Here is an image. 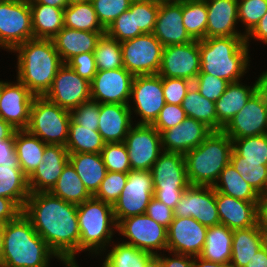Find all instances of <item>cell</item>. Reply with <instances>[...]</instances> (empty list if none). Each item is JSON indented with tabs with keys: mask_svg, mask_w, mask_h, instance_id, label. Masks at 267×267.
Instances as JSON below:
<instances>
[{
	"mask_svg": "<svg viewBox=\"0 0 267 267\" xmlns=\"http://www.w3.org/2000/svg\"><path fill=\"white\" fill-rule=\"evenodd\" d=\"M143 267H164L163 261L160 258V254L151 255L146 261Z\"/></svg>",
	"mask_w": 267,
	"mask_h": 267,
	"instance_id": "67",
	"label": "cell"
},
{
	"mask_svg": "<svg viewBox=\"0 0 267 267\" xmlns=\"http://www.w3.org/2000/svg\"><path fill=\"white\" fill-rule=\"evenodd\" d=\"M186 116L204 123L212 131H217L215 102L208 100L192 85L182 101Z\"/></svg>",
	"mask_w": 267,
	"mask_h": 267,
	"instance_id": "38",
	"label": "cell"
},
{
	"mask_svg": "<svg viewBox=\"0 0 267 267\" xmlns=\"http://www.w3.org/2000/svg\"><path fill=\"white\" fill-rule=\"evenodd\" d=\"M164 46L153 35L144 33L121 42L123 67L135 75H156L159 72Z\"/></svg>",
	"mask_w": 267,
	"mask_h": 267,
	"instance_id": "10",
	"label": "cell"
},
{
	"mask_svg": "<svg viewBox=\"0 0 267 267\" xmlns=\"http://www.w3.org/2000/svg\"><path fill=\"white\" fill-rule=\"evenodd\" d=\"M187 118L181 105L166 103L156 120L151 124L159 133L175 127Z\"/></svg>",
	"mask_w": 267,
	"mask_h": 267,
	"instance_id": "55",
	"label": "cell"
},
{
	"mask_svg": "<svg viewBox=\"0 0 267 267\" xmlns=\"http://www.w3.org/2000/svg\"><path fill=\"white\" fill-rule=\"evenodd\" d=\"M101 155L107 171L129 173L131 165L124 142L105 143Z\"/></svg>",
	"mask_w": 267,
	"mask_h": 267,
	"instance_id": "47",
	"label": "cell"
},
{
	"mask_svg": "<svg viewBox=\"0 0 267 267\" xmlns=\"http://www.w3.org/2000/svg\"><path fill=\"white\" fill-rule=\"evenodd\" d=\"M88 1H90V0H67V4L71 5L74 3H83V2H88Z\"/></svg>",
	"mask_w": 267,
	"mask_h": 267,
	"instance_id": "70",
	"label": "cell"
},
{
	"mask_svg": "<svg viewBox=\"0 0 267 267\" xmlns=\"http://www.w3.org/2000/svg\"><path fill=\"white\" fill-rule=\"evenodd\" d=\"M153 1H156V2H176V1H179V0H153Z\"/></svg>",
	"mask_w": 267,
	"mask_h": 267,
	"instance_id": "71",
	"label": "cell"
},
{
	"mask_svg": "<svg viewBox=\"0 0 267 267\" xmlns=\"http://www.w3.org/2000/svg\"><path fill=\"white\" fill-rule=\"evenodd\" d=\"M44 96L61 108L71 111L91 100L90 82L64 63Z\"/></svg>",
	"mask_w": 267,
	"mask_h": 267,
	"instance_id": "16",
	"label": "cell"
},
{
	"mask_svg": "<svg viewBox=\"0 0 267 267\" xmlns=\"http://www.w3.org/2000/svg\"><path fill=\"white\" fill-rule=\"evenodd\" d=\"M22 213L66 267H79L75 259L80 239L77 204L50 192H36L30 193Z\"/></svg>",
	"mask_w": 267,
	"mask_h": 267,
	"instance_id": "1",
	"label": "cell"
},
{
	"mask_svg": "<svg viewBox=\"0 0 267 267\" xmlns=\"http://www.w3.org/2000/svg\"><path fill=\"white\" fill-rule=\"evenodd\" d=\"M215 197L220 223L229 229H246L259 222L261 202H247L217 191Z\"/></svg>",
	"mask_w": 267,
	"mask_h": 267,
	"instance_id": "24",
	"label": "cell"
},
{
	"mask_svg": "<svg viewBox=\"0 0 267 267\" xmlns=\"http://www.w3.org/2000/svg\"><path fill=\"white\" fill-rule=\"evenodd\" d=\"M267 12V0H238V21L246 26L245 36Z\"/></svg>",
	"mask_w": 267,
	"mask_h": 267,
	"instance_id": "50",
	"label": "cell"
},
{
	"mask_svg": "<svg viewBox=\"0 0 267 267\" xmlns=\"http://www.w3.org/2000/svg\"><path fill=\"white\" fill-rule=\"evenodd\" d=\"M69 162L88 192L94 196L107 173L101 153H72L69 154Z\"/></svg>",
	"mask_w": 267,
	"mask_h": 267,
	"instance_id": "31",
	"label": "cell"
},
{
	"mask_svg": "<svg viewBox=\"0 0 267 267\" xmlns=\"http://www.w3.org/2000/svg\"><path fill=\"white\" fill-rule=\"evenodd\" d=\"M220 180V181H219ZM220 182V184H218ZM213 188L215 191L247 202H262V197L243 180L231 163L222 170Z\"/></svg>",
	"mask_w": 267,
	"mask_h": 267,
	"instance_id": "36",
	"label": "cell"
},
{
	"mask_svg": "<svg viewBox=\"0 0 267 267\" xmlns=\"http://www.w3.org/2000/svg\"><path fill=\"white\" fill-rule=\"evenodd\" d=\"M34 39H52L64 27V9L44 4H29Z\"/></svg>",
	"mask_w": 267,
	"mask_h": 267,
	"instance_id": "34",
	"label": "cell"
},
{
	"mask_svg": "<svg viewBox=\"0 0 267 267\" xmlns=\"http://www.w3.org/2000/svg\"><path fill=\"white\" fill-rule=\"evenodd\" d=\"M5 82H3V81H0V94H1V91H2V88H3V84H4Z\"/></svg>",
	"mask_w": 267,
	"mask_h": 267,
	"instance_id": "72",
	"label": "cell"
},
{
	"mask_svg": "<svg viewBox=\"0 0 267 267\" xmlns=\"http://www.w3.org/2000/svg\"><path fill=\"white\" fill-rule=\"evenodd\" d=\"M208 228L193 217H174L167 229V251L199 256Z\"/></svg>",
	"mask_w": 267,
	"mask_h": 267,
	"instance_id": "20",
	"label": "cell"
},
{
	"mask_svg": "<svg viewBox=\"0 0 267 267\" xmlns=\"http://www.w3.org/2000/svg\"><path fill=\"white\" fill-rule=\"evenodd\" d=\"M66 64L83 79L92 82L97 73L94 52H87L73 56Z\"/></svg>",
	"mask_w": 267,
	"mask_h": 267,
	"instance_id": "56",
	"label": "cell"
},
{
	"mask_svg": "<svg viewBox=\"0 0 267 267\" xmlns=\"http://www.w3.org/2000/svg\"><path fill=\"white\" fill-rule=\"evenodd\" d=\"M100 104L89 100L70 111L71 119L78 125L98 131Z\"/></svg>",
	"mask_w": 267,
	"mask_h": 267,
	"instance_id": "53",
	"label": "cell"
},
{
	"mask_svg": "<svg viewBox=\"0 0 267 267\" xmlns=\"http://www.w3.org/2000/svg\"><path fill=\"white\" fill-rule=\"evenodd\" d=\"M97 70H112L123 67L121 43L109 37L101 36L94 50Z\"/></svg>",
	"mask_w": 267,
	"mask_h": 267,
	"instance_id": "44",
	"label": "cell"
},
{
	"mask_svg": "<svg viewBox=\"0 0 267 267\" xmlns=\"http://www.w3.org/2000/svg\"><path fill=\"white\" fill-rule=\"evenodd\" d=\"M104 146L105 142L98 131H93V128H84L71 119L66 142L69 154L101 153Z\"/></svg>",
	"mask_w": 267,
	"mask_h": 267,
	"instance_id": "39",
	"label": "cell"
},
{
	"mask_svg": "<svg viewBox=\"0 0 267 267\" xmlns=\"http://www.w3.org/2000/svg\"><path fill=\"white\" fill-rule=\"evenodd\" d=\"M183 24L193 40L206 38L207 6L205 0H182Z\"/></svg>",
	"mask_w": 267,
	"mask_h": 267,
	"instance_id": "42",
	"label": "cell"
},
{
	"mask_svg": "<svg viewBox=\"0 0 267 267\" xmlns=\"http://www.w3.org/2000/svg\"><path fill=\"white\" fill-rule=\"evenodd\" d=\"M42 158V162L28 177L30 193L49 192L53 188L69 162V153L66 146L47 144Z\"/></svg>",
	"mask_w": 267,
	"mask_h": 267,
	"instance_id": "22",
	"label": "cell"
},
{
	"mask_svg": "<svg viewBox=\"0 0 267 267\" xmlns=\"http://www.w3.org/2000/svg\"><path fill=\"white\" fill-rule=\"evenodd\" d=\"M131 106L129 104H100L98 132L105 143L124 142L132 127Z\"/></svg>",
	"mask_w": 267,
	"mask_h": 267,
	"instance_id": "27",
	"label": "cell"
},
{
	"mask_svg": "<svg viewBox=\"0 0 267 267\" xmlns=\"http://www.w3.org/2000/svg\"><path fill=\"white\" fill-rule=\"evenodd\" d=\"M233 230L224 224L208 227L203 249L199 257L215 263H230L232 257Z\"/></svg>",
	"mask_w": 267,
	"mask_h": 267,
	"instance_id": "33",
	"label": "cell"
},
{
	"mask_svg": "<svg viewBox=\"0 0 267 267\" xmlns=\"http://www.w3.org/2000/svg\"><path fill=\"white\" fill-rule=\"evenodd\" d=\"M230 162H262L267 165V134L232 140Z\"/></svg>",
	"mask_w": 267,
	"mask_h": 267,
	"instance_id": "41",
	"label": "cell"
},
{
	"mask_svg": "<svg viewBox=\"0 0 267 267\" xmlns=\"http://www.w3.org/2000/svg\"><path fill=\"white\" fill-rule=\"evenodd\" d=\"M71 114L45 96H35L27 130L42 142L66 146Z\"/></svg>",
	"mask_w": 267,
	"mask_h": 267,
	"instance_id": "8",
	"label": "cell"
},
{
	"mask_svg": "<svg viewBox=\"0 0 267 267\" xmlns=\"http://www.w3.org/2000/svg\"><path fill=\"white\" fill-rule=\"evenodd\" d=\"M151 255L122 242L114 245L106 255L102 267H143Z\"/></svg>",
	"mask_w": 267,
	"mask_h": 267,
	"instance_id": "43",
	"label": "cell"
},
{
	"mask_svg": "<svg viewBox=\"0 0 267 267\" xmlns=\"http://www.w3.org/2000/svg\"><path fill=\"white\" fill-rule=\"evenodd\" d=\"M201 70L199 41L165 46L158 75L193 82Z\"/></svg>",
	"mask_w": 267,
	"mask_h": 267,
	"instance_id": "17",
	"label": "cell"
},
{
	"mask_svg": "<svg viewBox=\"0 0 267 267\" xmlns=\"http://www.w3.org/2000/svg\"><path fill=\"white\" fill-rule=\"evenodd\" d=\"M246 36L213 37L199 40L201 70L229 83L240 82L249 66Z\"/></svg>",
	"mask_w": 267,
	"mask_h": 267,
	"instance_id": "4",
	"label": "cell"
},
{
	"mask_svg": "<svg viewBox=\"0 0 267 267\" xmlns=\"http://www.w3.org/2000/svg\"><path fill=\"white\" fill-rule=\"evenodd\" d=\"M77 217L80 230L79 253L88 250L96 255L103 249L106 250V244L110 243L114 235V228L117 230L113 205L92 196L77 205Z\"/></svg>",
	"mask_w": 267,
	"mask_h": 267,
	"instance_id": "6",
	"label": "cell"
},
{
	"mask_svg": "<svg viewBox=\"0 0 267 267\" xmlns=\"http://www.w3.org/2000/svg\"><path fill=\"white\" fill-rule=\"evenodd\" d=\"M232 140L223 131H213L199 146L184 154L190 185L214 186L230 163Z\"/></svg>",
	"mask_w": 267,
	"mask_h": 267,
	"instance_id": "5",
	"label": "cell"
},
{
	"mask_svg": "<svg viewBox=\"0 0 267 267\" xmlns=\"http://www.w3.org/2000/svg\"><path fill=\"white\" fill-rule=\"evenodd\" d=\"M133 78L124 67L98 70L90 83L91 100L99 104H129Z\"/></svg>",
	"mask_w": 267,
	"mask_h": 267,
	"instance_id": "19",
	"label": "cell"
},
{
	"mask_svg": "<svg viewBox=\"0 0 267 267\" xmlns=\"http://www.w3.org/2000/svg\"><path fill=\"white\" fill-rule=\"evenodd\" d=\"M182 0L161 2L153 35L165 46L194 41L183 24Z\"/></svg>",
	"mask_w": 267,
	"mask_h": 267,
	"instance_id": "25",
	"label": "cell"
},
{
	"mask_svg": "<svg viewBox=\"0 0 267 267\" xmlns=\"http://www.w3.org/2000/svg\"><path fill=\"white\" fill-rule=\"evenodd\" d=\"M267 81L266 71L260 74L253 86H244L239 82L230 83L223 95L215 102L217 131L223 127L244 107L249 98Z\"/></svg>",
	"mask_w": 267,
	"mask_h": 267,
	"instance_id": "26",
	"label": "cell"
},
{
	"mask_svg": "<svg viewBox=\"0 0 267 267\" xmlns=\"http://www.w3.org/2000/svg\"><path fill=\"white\" fill-rule=\"evenodd\" d=\"M22 209L11 199L0 196V222L5 224L15 220Z\"/></svg>",
	"mask_w": 267,
	"mask_h": 267,
	"instance_id": "58",
	"label": "cell"
},
{
	"mask_svg": "<svg viewBox=\"0 0 267 267\" xmlns=\"http://www.w3.org/2000/svg\"><path fill=\"white\" fill-rule=\"evenodd\" d=\"M255 40H260L267 44V12L266 14L260 19L259 23L253 28V30L245 37L246 43L249 44V38Z\"/></svg>",
	"mask_w": 267,
	"mask_h": 267,
	"instance_id": "60",
	"label": "cell"
},
{
	"mask_svg": "<svg viewBox=\"0 0 267 267\" xmlns=\"http://www.w3.org/2000/svg\"><path fill=\"white\" fill-rule=\"evenodd\" d=\"M193 85L188 79L162 77V87L165 102L181 105L188 90Z\"/></svg>",
	"mask_w": 267,
	"mask_h": 267,
	"instance_id": "54",
	"label": "cell"
},
{
	"mask_svg": "<svg viewBox=\"0 0 267 267\" xmlns=\"http://www.w3.org/2000/svg\"><path fill=\"white\" fill-rule=\"evenodd\" d=\"M34 39L29 0H0V47L13 51Z\"/></svg>",
	"mask_w": 267,
	"mask_h": 267,
	"instance_id": "9",
	"label": "cell"
},
{
	"mask_svg": "<svg viewBox=\"0 0 267 267\" xmlns=\"http://www.w3.org/2000/svg\"><path fill=\"white\" fill-rule=\"evenodd\" d=\"M127 177L128 173L107 171L94 197L114 205L126 185Z\"/></svg>",
	"mask_w": 267,
	"mask_h": 267,
	"instance_id": "49",
	"label": "cell"
},
{
	"mask_svg": "<svg viewBox=\"0 0 267 267\" xmlns=\"http://www.w3.org/2000/svg\"><path fill=\"white\" fill-rule=\"evenodd\" d=\"M4 227H5V224L0 222V262L2 260V254H3V248H4V238H3Z\"/></svg>",
	"mask_w": 267,
	"mask_h": 267,
	"instance_id": "69",
	"label": "cell"
},
{
	"mask_svg": "<svg viewBox=\"0 0 267 267\" xmlns=\"http://www.w3.org/2000/svg\"><path fill=\"white\" fill-rule=\"evenodd\" d=\"M106 34L121 43L144 33L136 29L135 12L128 9L106 29Z\"/></svg>",
	"mask_w": 267,
	"mask_h": 267,
	"instance_id": "51",
	"label": "cell"
},
{
	"mask_svg": "<svg viewBox=\"0 0 267 267\" xmlns=\"http://www.w3.org/2000/svg\"><path fill=\"white\" fill-rule=\"evenodd\" d=\"M133 0H90L101 25L107 29L123 12H126Z\"/></svg>",
	"mask_w": 267,
	"mask_h": 267,
	"instance_id": "48",
	"label": "cell"
},
{
	"mask_svg": "<svg viewBox=\"0 0 267 267\" xmlns=\"http://www.w3.org/2000/svg\"><path fill=\"white\" fill-rule=\"evenodd\" d=\"M124 144L129 155L131 170L151 171L153 164L163 152L160 133L152 125L132 126Z\"/></svg>",
	"mask_w": 267,
	"mask_h": 267,
	"instance_id": "14",
	"label": "cell"
},
{
	"mask_svg": "<svg viewBox=\"0 0 267 267\" xmlns=\"http://www.w3.org/2000/svg\"><path fill=\"white\" fill-rule=\"evenodd\" d=\"M213 131L204 123L187 117L182 123L160 133L164 152L186 154L199 146Z\"/></svg>",
	"mask_w": 267,
	"mask_h": 267,
	"instance_id": "23",
	"label": "cell"
},
{
	"mask_svg": "<svg viewBox=\"0 0 267 267\" xmlns=\"http://www.w3.org/2000/svg\"><path fill=\"white\" fill-rule=\"evenodd\" d=\"M262 198L267 195V165L262 162H230Z\"/></svg>",
	"mask_w": 267,
	"mask_h": 267,
	"instance_id": "45",
	"label": "cell"
},
{
	"mask_svg": "<svg viewBox=\"0 0 267 267\" xmlns=\"http://www.w3.org/2000/svg\"><path fill=\"white\" fill-rule=\"evenodd\" d=\"M154 198L175 209L184 191L190 186L184 155L162 152L151 168Z\"/></svg>",
	"mask_w": 267,
	"mask_h": 267,
	"instance_id": "7",
	"label": "cell"
},
{
	"mask_svg": "<svg viewBox=\"0 0 267 267\" xmlns=\"http://www.w3.org/2000/svg\"><path fill=\"white\" fill-rule=\"evenodd\" d=\"M30 195L28 177L21 170L15 153L0 165V196L13 200L21 209Z\"/></svg>",
	"mask_w": 267,
	"mask_h": 267,
	"instance_id": "30",
	"label": "cell"
},
{
	"mask_svg": "<svg viewBox=\"0 0 267 267\" xmlns=\"http://www.w3.org/2000/svg\"><path fill=\"white\" fill-rule=\"evenodd\" d=\"M160 2L153 0H133L129 10L135 12L136 29L143 33H153Z\"/></svg>",
	"mask_w": 267,
	"mask_h": 267,
	"instance_id": "46",
	"label": "cell"
},
{
	"mask_svg": "<svg viewBox=\"0 0 267 267\" xmlns=\"http://www.w3.org/2000/svg\"><path fill=\"white\" fill-rule=\"evenodd\" d=\"M260 215L261 218L267 223V195L262 198Z\"/></svg>",
	"mask_w": 267,
	"mask_h": 267,
	"instance_id": "68",
	"label": "cell"
},
{
	"mask_svg": "<svg viewBox=\"0 0 267 267\" xmlns=\"http://www.w3.org/2000/svg\"><path fill=\"white\" fill-rule=\"evenodd\" d=\"M46 143L31 134L27 129L14 133V151L24 174L29 177L42 162Z\"/></svg>",
	"mask_w": 267,
	"mask_h": 267,
	"instance_id": "32",
	"label": "cell"
},
{
	"mask_svg": "<svg viewBox=\"0 0 267 267\" xmlns=\"http://www.w3.org/2000/svg\"><path fill=\"white\" fill-rule=\"evenodd\" d=\"M145 214L167 229L174 218V210L154 197L149 202Z\"/></svg>",
	"mask_w": 267,
	"mask_h": 267,
	"instance_id": "57",
	"label": "cell"
},
{
	"mask_svg": "<svg viewBox=\"0 0 267 267\" xmlns=\"http://www.w3.org/2000/svg\"><path fill=\"white\" fill-rule=\"evenodd\" d=\"M153 197L154 185L151 171L131 170L122 193L113 205L117 224L124 218L145 214Z\"/></svg>",
	"mask_w": 267,
	"mask_h": 267,
	"instance_id": "12",
	"label": "cell"
},
{
	"mask_svg": "<svg viewBox=\"0 0 267 267\" xmlns=\"http://www.w3.org/2000/svg\"><path fill=\"white\" fill-rule=\"evenodd\" d=\"M29 4H44L62 9H65L68 6L67 0H29Z\"/></svg>",
	"mask_w": 267,
	"mask_h": 267,
	"instance_id": "65",
	"label": "cell"
},
{
	"mask_svg": "<svg viewBox=\"0 0 267 267\" xmlns=\"http://www.w3.org/2000/svg\"><path fill=\"white\" fill-rule=\"evenodd\" d=\"M130 98L135 102L134 112L142 119L137 124L151 125L166 104L162 77L158 74L135 75Z\"/></svg>",
	"mask_w": 267,
	"mask_h": 267,
	"instance_id": "18",
	"label": "cell"
},
{
	"mask_svg": "<svg viewBox=\"0 0 267 267\" xmlns=\"http://www.w3.org/2000/svg\"><path fill=\"white\" fill-rule=\"evenodd\" d=\"M231 139L267 134V81L222 129Z\"/></svg>",
	"mask_w": 267,
	"mask_h": 267,
	"instance_id": "11",
	"label": "cell"
},
{
	"mask_svg": "<svg viewBox=\"0 0 267 267\" xmlns=\"http://www.w3.org/2000/svg\"><path fill=\"white\" fill-rule=\"evenodd\" d=\"M18 53L17 80L35 96H44L64 64L52 39H31L14 50Z\"/></svg>",
	"mask_w": 267,
	"mask_h": 267,
	"instance_id": "2",
	"label": "cell"
},
{
	"mask_svg": "<svg viewBox=\"0 0 267 267\" xmlns=\"http://www.w3.org/2000/svg\"><path fill=\"white\" fill-rule=\"evenodd\" d=\"M193 267H233L230 263H215L199 256L194 257Z\"/></svg>",
	"mask_w": 267,
	"mask_h": 267,
	"instance_id": "63",
	"label": "cell"
},
{
	"mask_svg": "<svg viewBox=\"0 0 267 267\" xmlns=\"http://www.w3.org/2000/svg\"><path fill=\"white\" fill-rule=\"evenodd\" d=\"M173 255L174 258L160 256L163 261L164 267H193V256L183 255L175 252Z\"/></svg>",
	"mask_w": 267,
	"mask_h": 267,
	"instance_id": "59",
	"label": "cell"
},
{
	"mask_svg": "<svg viewBox=\"0 0 267 267\" xmlns=\"http://www.w3.org/2000/svg\"><path fill=\"white\" fill-rule=\"evenodd\" d=\"M49 192L77 205L92 197L70 162L65 165L59 179Z\"/></svg>",
	"mask_w": 267,
	"mask_h": 267,
	"instance_id": "37",
	"label": "cell"
},
{
	"mask_svg": "<svg viewBox=\"0 0 267 267\" xmlns=\"http://www.w3.org/2000/svg\"><path fill=\"white\" fill-rule=\"evenodd\" d=\"M259 232L262 248L267 251V223L261 217L259 219Z\"/></svg>",
	"mask_w": 267,
	"mask_h": 267,
	"instance_id": "66",
	"label": "cell"
},
{
	"mask_svg": "<svg viewBox=\"0 0 267 267\" xmlns=\"http://www.w3.org/2000/svg\"><path fill=\"white\" fill-rule=\"evenodd\" d=\"M261 247L259 222L250 228L233 230L230 264L233 267H245Z\"/></svg>",
	"mask_w": 267,
	"mask_h": 267,
	"instance_id": "35",
	"label": "cell"
},
{
	"mask_svg": "<svg viewBox=\"0 0 267 267\" xmlns=\"http://www.w3.org/2000/svg\"><path fill=\"white\" fill-rule=\"evenodd\" d=\"M117 231L128 238L129 241L123 243L152 255L158 254L155 249L167 250V228L146 214L122 219L117 224Z\"/></svg>",
	"mask_w": 267,
	"mask_h": 267,
	"instance_id": "13",
	"label": "cell"
},
{
	"mask_svg": "<svg viewBox=\"0 0 267 267\" xmlns=\"http://www.w3.org/2000/svg\"><path fill=\"white\" fill-rule=\"evenodd\" d=\"M213 186L190 185L174 209V217H193L205 227L220 224Z\"/></svg>",
	"mask_w": 267,
	"mask_h": 267,
	"instance_id": "15",
	"label": "cell"
},
{
	"mask_svg": "<svg viewBox=\"0 0 267 267\" xmlns=\"http://www.w3.org/2000/svg\"><path fill=\"white\" fill-rule=\"evenodd\" d=\"M64 27L89 32H106L90 1L68 5L64 9Z\"/></svg>",
	"mask_w": 267,
	"mask_h": 267,
	"instance_id": "40",
	"label": "cell"
},
{
	"mask_svg": "<svg viewBox=\"0 0 267 267\" xmlns=\"http://www.w3.org/2000/svg\"><path fill=\"white\" fill-rule=\"evenodd\" d=\"M1 267H48L53 256L60 260L21 213L5 223Z\"/></svg>",
	"mask_w": 267,
	"mask_h": 267,
	"instance_id": "3",
	"label": "cell"
},
{
	"mask_svg": "<svg viewBox=\"0 0 267 267\" xmlns=\"http://www.w3.org/2000/svg\"><path fill=\"white\" fill-rule=\"evenodd\" d=\"M207 6L206 38L245 36L235 30L238 0H205Z\"/></svg>",
	"mask_w": 267,
	"mask_h": 267,
	"instance_id": "28",
	"label": "cell"
},
{
	"mask_svg": "<svg viewBox=\"0 0 267 267\" xmlns=\"http://www.w3.org/2000/svg\"><path fill=\"white\" fill-rule=\"evenodd\" d=\"M245 267H267V251L261 247Z\"/></svg>",
	"mask_w": 267,
	"mask_h": 267,
	"instance_id": "62",
	"label": "cell"
},
{
	"mask_svg": "<svg viewBox=\"0 0 267 267\" xmlns=\"http://www.w3.org/2000/svg\"><path fill=\"white\" fill-rule=\"evenodd\" d=\"M15 131L16 130L9 123L4 121L0 117V139L1 140L10 139L14 135Z\"/></svg>",
	"mask_w": 267,
	"mask_h": 267,
	"instance_id": "64",
	"label": "cell"
},
{
	"mask_svg": "<svg viewBox=\"0 0 267 267\" xmlns=\"http://www.w3.org/2000/svg\"><path fill=\"white\" fill-rule=\"evenodd\" d=\"M14 153V135L8 140L0 139V165H4Z\"/></svg>",
	"mask_w": 267,
	"mask_h": 267,
	"instance_id": "61",
	"label": "cell"
},
{
	"mask_svg": "<svg viewBox=\"0 0 267 267\" xmlns=\"http://www.w3.org/2000/svg\"><path fill=\"white\" fill-rule=\"evenodd\" d=\"M35 95L20 81L5 82L0 94V117L15 130L27 129Z\"/></svg>",
	"mask_w": 267,
	"mask_h": 267,
	"instance_id": "21",
	"label": "cell"
},
{
	"mask_svg": "<svg viewBox=\"0 0 267 267\" xmlns=\"http://www.w3.org/2000/svg\"><path fill=\"white\" fill-rule=\"evenodd\" d=\"M229 84L228 81L207 73H199L193 81L199 93L213 102L223 95Z\"/></svg>",
	"mask_w": 267,
	"mask_h": 267,
	"instance_id": "52",
	"label": "cell"
},
{
	"mask_svg": "<svg viewBox=\"0 0 267 267\" xmlns=\"http://www.w3.org/2000/svg\"><path fill=\"white\" fill-rule=\"evenodd\" d=\"M106 32H89L63 27L52 41L63 63L75 55L94 52L98 40Z\"/></svg>",
	"mask_w": 267,
	"mask_h": 267,
	"instance_id": "29",
	"label": "cell"
}]
</instances>
